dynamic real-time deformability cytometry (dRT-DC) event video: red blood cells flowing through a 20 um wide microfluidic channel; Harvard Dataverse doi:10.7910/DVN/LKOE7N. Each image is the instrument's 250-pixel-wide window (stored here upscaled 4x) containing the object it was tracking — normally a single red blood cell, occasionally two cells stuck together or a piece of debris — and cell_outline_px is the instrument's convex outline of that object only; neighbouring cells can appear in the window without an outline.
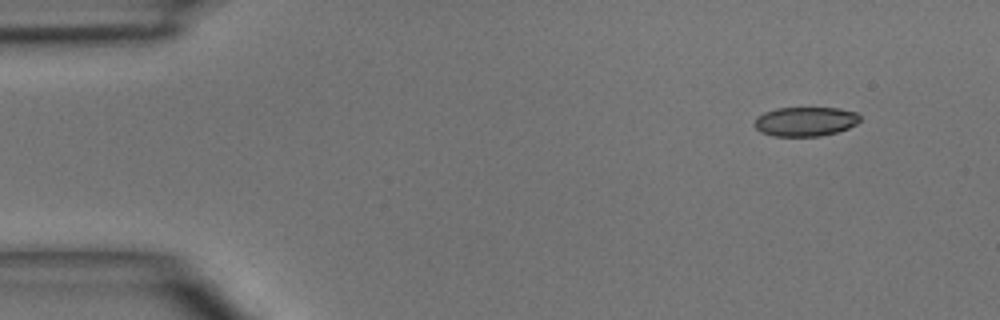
{"species": "common noctule bat (a hibernating species)", "species_latin": "Nyctalus noctula", "temperature_condition": "room temperature", "stored_images_in_passage": 4, "camera_frame_rate_fps": 3000, "um_per_image_px": 0.085, "animal": {"sex": "male", "body_mass_g": 15.6}, "frame": {"image": 1, "passage_image": 1, "time_ms": 0.0, "image_size_px": [1000, 320], "cell_outline_px": [[860, 120], [856, 124], [848, 128], [836, 132], [820, 136], [772, 136], [760, 132], [752, 124], [756, 116], [764, 112], [776, 108], [840, 108], [856, 112], [860, 116]], "centroid_in_image_um": [68.41, 10.32], "position_along_channel_um": 16.6, "area_um2": 18.21}}
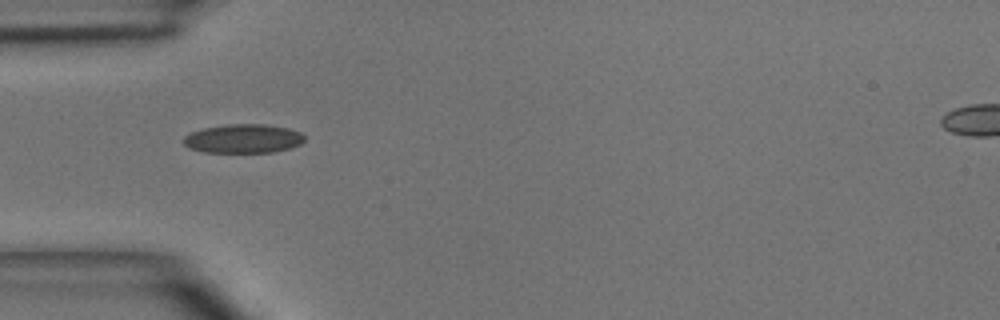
{"frame": {"image": 2, "passage_image": 4, "time_ms": 3.333, "image_size_px": [1000, 320], "cell_outline_px": [[304, 140], [300, 144], [288, 148], [272, 152], [204, 152], [188, 148], [184, 144], [184, 136], [192, 132], [204, 128], [228, 124], [264, 124], [288, 128], [300, 132], [304, 136]], "centroid_in_image_um": [20.66, 11.78], "position_along_channel_um": 64.3, "area_um2": 20.23}}